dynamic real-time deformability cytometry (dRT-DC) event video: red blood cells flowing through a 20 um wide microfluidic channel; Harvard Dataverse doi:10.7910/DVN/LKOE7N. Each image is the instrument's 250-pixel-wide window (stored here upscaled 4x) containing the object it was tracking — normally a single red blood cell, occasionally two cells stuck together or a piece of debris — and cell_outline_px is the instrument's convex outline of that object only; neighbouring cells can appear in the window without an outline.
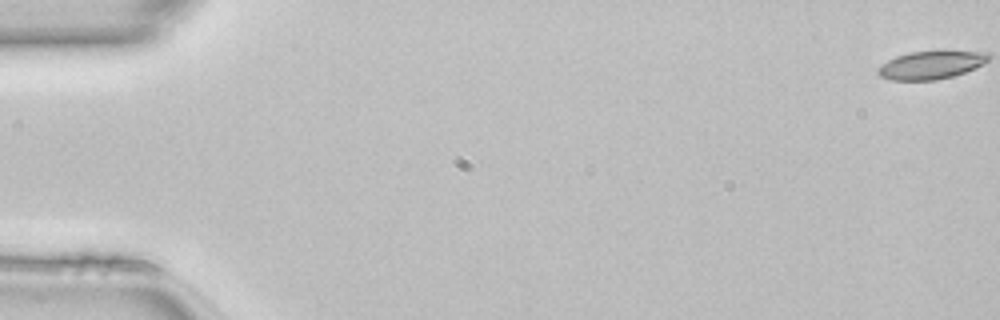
{"species": "common noctule bat (a hibernating species)", "species_latin": "Nyctalus noctula", "temperature_condition": "room temperature", "stored_images_in_passage": 50, "camera_frame_rate_fps": 3000, "um_per_image_px": 0.085, "animal": {"sex": "female", "body_mass_g": 22.7, "forearm_length_mm": 54.2}, "frame": {"image": 1, "passage_image": 1, "time_ms": 0.0, "image_size_px": [1000, 320], "cell_outline_px": [[984, 60], [980, 64], [972, 68], [948, 76], [924, 80], [900, 80], [884, 76], [880, 72], [880, 68], [892, 60], [904, 56], [920, 52], [968, 52], [984, 56]], "centroid_in_image_um": [79.07, 5.55], "position_along_channel_um": 5.9, "area_um2": 15.55}}
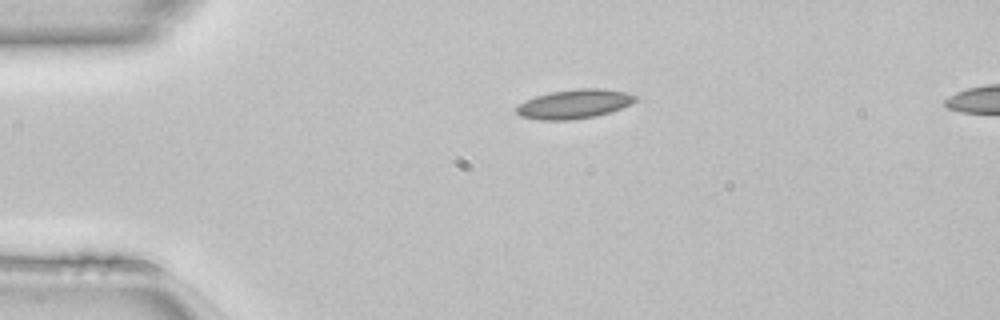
{"frame": {"image": 2, "passage_image": 12, "time_ms": 3.667, "image_size_px": [1000, 320], "cell_outline_px": [[632, 100], [616, 108], [604, 112], [588, 116], [528, 116], [520, 112], [520, 108], [524, 104], [532, 100], [544, 96], [560, 92], [616, 92], [632, 96]], "centroid_in_image_um": [48.84, 8.84], "position_along_channel_um": 36.2, "area_um2": 15.2}}
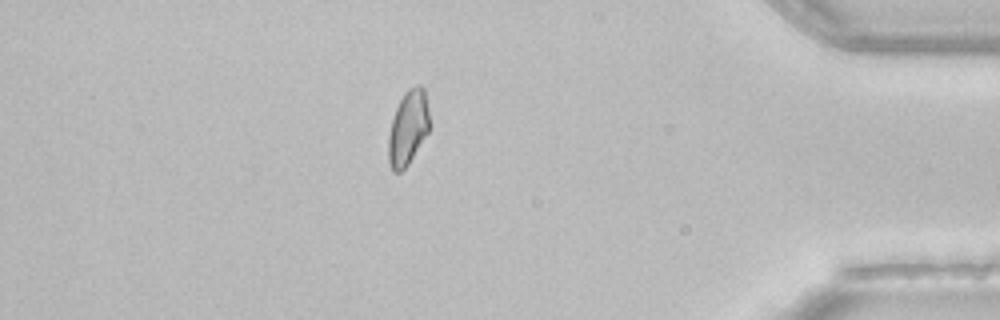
{"frame": {"image": 3, "passage_image": 44, "time_ms": 14.333, "image_size_px": [1000, 320], "cell_outline_px": [[428, 132], [404, 168], [396, 172], [392, 168], [392, 124], [396, 112], [404, 96], [408, 92], [420, 88], [424, 96], [428, 116]], "centroid_in_image_um": [34.74, 10.9], "position_along_channel_um": 400.5, "area_um2": 15.09}}